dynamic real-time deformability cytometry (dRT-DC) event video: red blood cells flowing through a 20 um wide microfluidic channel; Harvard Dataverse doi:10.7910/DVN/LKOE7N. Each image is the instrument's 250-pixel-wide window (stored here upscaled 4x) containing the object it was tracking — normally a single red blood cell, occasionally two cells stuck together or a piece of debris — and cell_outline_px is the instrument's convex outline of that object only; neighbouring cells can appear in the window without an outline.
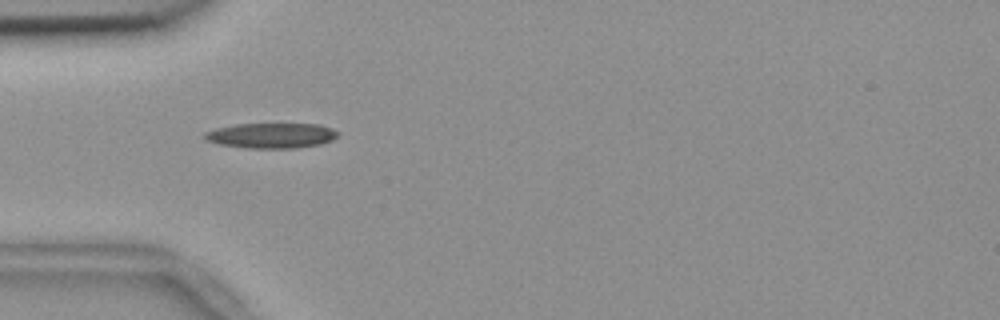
{"species": "common noctule bat (a hibernating species)", "species_latin": "Nyctalus noctula", "temperature_condition": "room temperature", "stored_images_in_passage": 55, "camera_frame_rate_fps": 3000, "um_per_image_px": 0.085, "animal": {"sex": "female", "body_mass_g": 18.4}, "frame": {"image": 1, "passage_image": 17, "time_ms": 5.333, "image_size_px": [1000, 320], "cell_outline_px": [[340, 136], [332, 140], [320, 144], [296, 148], [248, 148], [220, 144], [204, 140], [204, 132], [216, 128], [236, 124], [316, 124], [332, 128], [340, 132]], "centroid_in_image_um": [23.09, 11.52], "position_along_channel_um": 61.9, "area_um2": 19.65}}
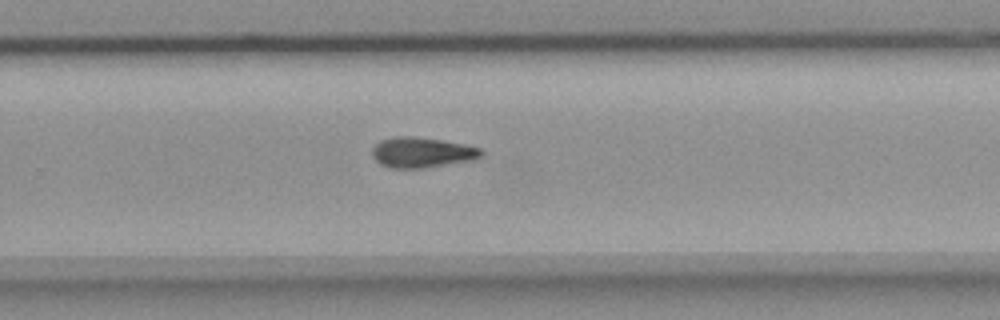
{"frame": {"image": 2, "passage_image": 36, "time_ms": 11.667, "image_size_px": [1000, 320], "cell_outline_px": [[484, 152], [480, 156], [472, 160], [424, 168], [388, 168], [380, 164], [372, 156], [372, 148], [380, 140], [396, 136], [412, 136], [440, 140], [464, 144], [480, 148]], "centroid_in_image_um": [35.83, 12.96], "position_along_channel_um": 294.0, "area_um2": 19.25}}
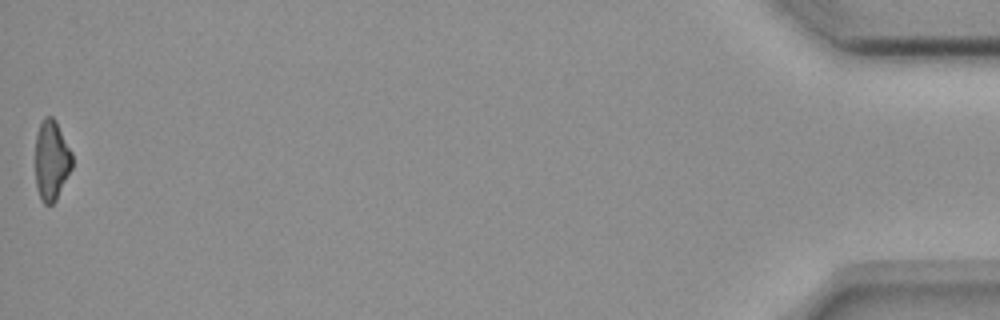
{"frame": {"image": 3, "passage_image": 55, "time_ms": 18.0, "image_size_px": [1000, 320], "cell_outline_px": [[72, 168], [56, 200], [52, 204], [44, 204], [40, 200], [36, 188], [36, 132], [44, 116], [52, 116], [56, 120], [72, 152]], "centroid_in_image_um": [4.38, 13.62], "position_along_channel_um": 430.8, "area_um2": 17.34}}